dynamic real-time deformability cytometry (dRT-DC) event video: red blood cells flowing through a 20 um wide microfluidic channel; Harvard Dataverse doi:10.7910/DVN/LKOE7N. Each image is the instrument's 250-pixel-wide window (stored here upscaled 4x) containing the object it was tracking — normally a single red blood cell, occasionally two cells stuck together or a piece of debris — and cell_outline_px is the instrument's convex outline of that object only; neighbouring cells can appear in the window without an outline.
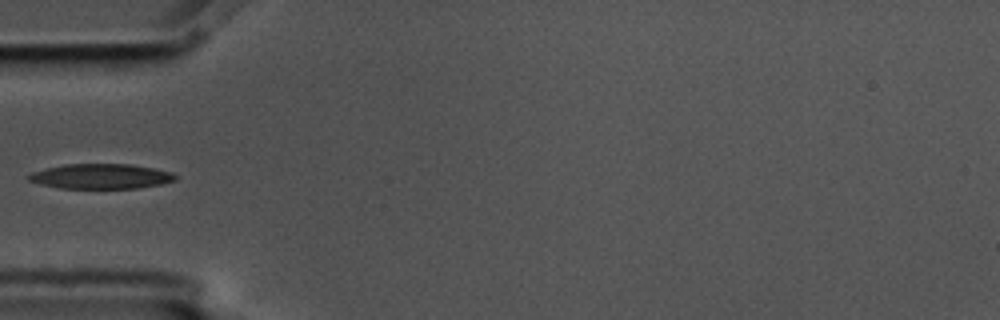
{"species": "common noctule bat (a hibernating species)", "species_latin": "Nyctalus noctula", "temperature_condition": "cold", "stored_images_in_passage": 8, "camera_frame_rate_fps": 3000, "um_per_image_px": 0.085, "animal": {"sex": "male", "body_mass_g": 17.5, "forearm_length_mm": 52.3}, "frame": {"image": 1, "passage_image": 5, "time_ms": 1.333, "image_size_px": [1000, 320], "cell_outline_px": [[176, 180], [160, 184], [136, 188], [60, 188], [40, 184], [28, 180], [24, 176], [32, 172], [44, 168], [64, 164], [128, 164], [152, 168], [172, 172], [176, 176]], "centroid_in_image_um": [8.51, 14.98], "position_along_channel_um": 76.5, "area_um2": 21.33}}